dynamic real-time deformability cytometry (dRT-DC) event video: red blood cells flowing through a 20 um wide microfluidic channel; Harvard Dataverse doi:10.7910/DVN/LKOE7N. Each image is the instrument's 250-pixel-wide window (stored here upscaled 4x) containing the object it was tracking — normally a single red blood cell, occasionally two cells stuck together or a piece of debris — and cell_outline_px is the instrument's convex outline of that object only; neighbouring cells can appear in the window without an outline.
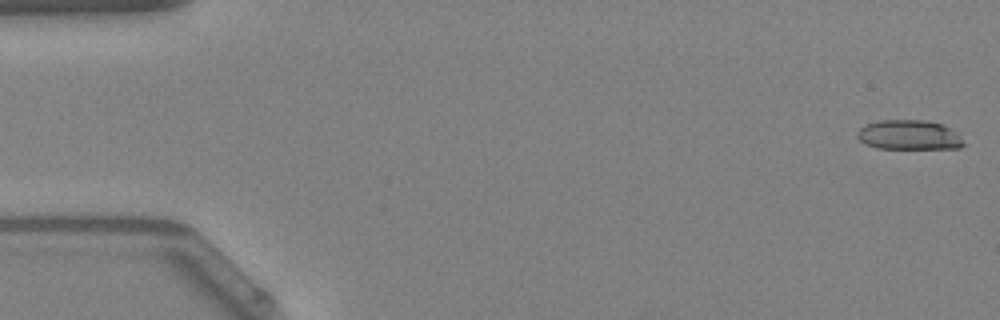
{"species": "Egyptian fruit bat (a non-hibernating species)", "species_latin": "Rousettus aegyptiacus", "temperature_condition": "warm", "stored_images_in_passage": 52, "camera_frame_rate_fps": 3000, "um_per_image_px": 0.085, "animal": {"sex": "female"}, "frame": {"image": 1, "passage_image": 1, "time_ms": 0.0, "image_size_px": [1000, 320], "cell_outline_px": [[964, 144], [960, 148], [876, 148], [864, 144], [856, 136], [856, 132], [864, 124], [880, 120], [924, 120], [940, 124], [952, 128], [960, 136]], "centroid_in_image_um": [77.23, 11.46], "position_along_channel_um": 7.8, "area_um2": 18.44}}
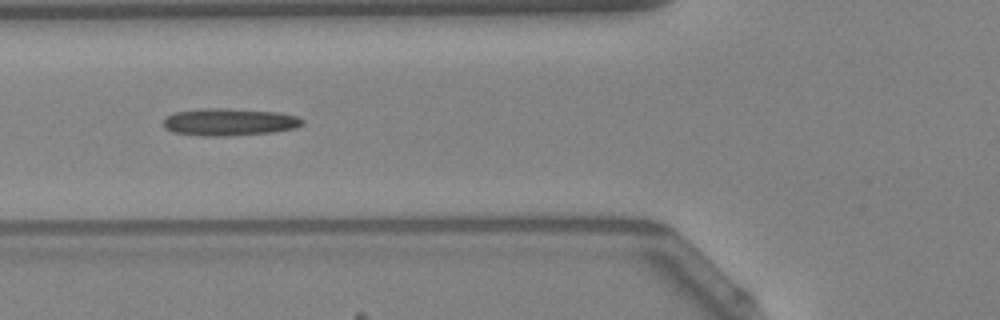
{"frame": {"image": 2, "passage_image": 20, "time_ms": 6.333, "image_size_px": [1000, 320], "cell_outline_px": [[304, 124], [296, 128], [272, 132], [216, 136], [204, 136], [172, 132], [164, 128], [164, 116], [172, 112], [208, 108], [224, 108], [276, 112], [296, 116], [304, 120]], "centroid_in_image_um": [19.45, 10.36], "position_along_channel_um": 106.4, "area_um2": 22.02}}
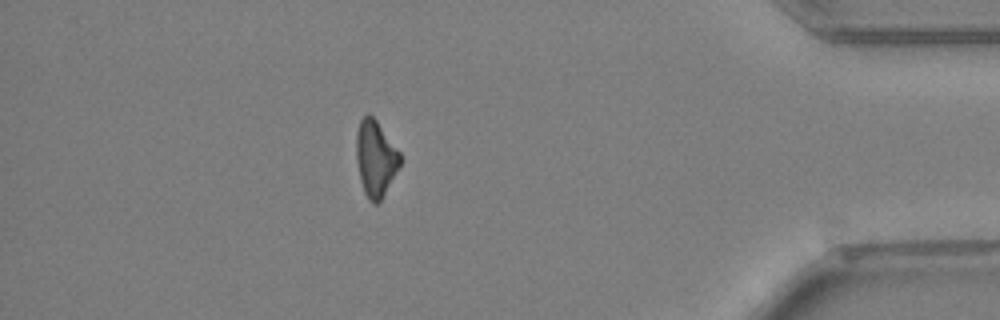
{"frame": {"image": 3, "passage_image": 46, "time_ms": 15.0, "image_size_px": [1000, 320], "cell_outline_px": [[404, 160], [380, 200], [376, 204], [372, 204], [368, 200], [364, 192], [360, 180], [356, 160], [356, 132], [360, 120], [368, 112], [376, 120], [400, 152]], "centroid_in_image_um": [31.93, 13.47], "position_along_channel_um": 403.3, "area_um2": 19.59}}